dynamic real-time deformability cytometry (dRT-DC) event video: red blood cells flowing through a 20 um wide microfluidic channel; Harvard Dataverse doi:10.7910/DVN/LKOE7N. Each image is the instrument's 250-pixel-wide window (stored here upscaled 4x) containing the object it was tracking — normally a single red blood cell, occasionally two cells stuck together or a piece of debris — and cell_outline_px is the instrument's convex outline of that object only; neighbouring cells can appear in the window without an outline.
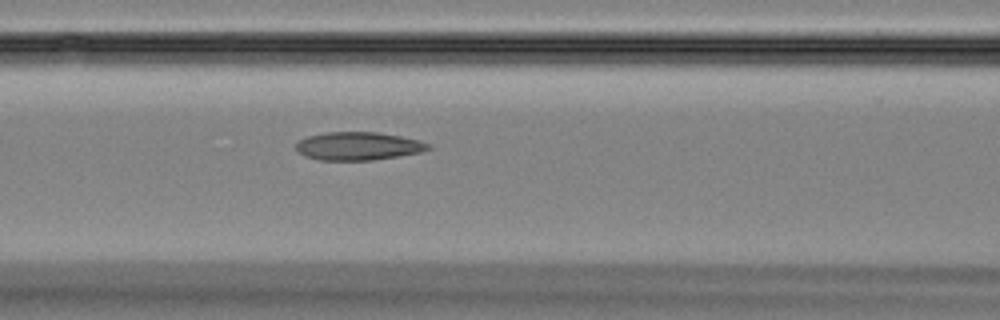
{"species": "Egyptian fruit bat (a non-hibernating species)", "species_latin": "Rousettus aegyptiacus", "temperature_condition": "room temperature", "stored_images_in_passage": 48, "camera_frame_rate_fps": 3000, "um_per_image_px": 0.085, "animal": {"sex": "female"}, "frame": {"image": 1, "passage_image": 20, "time_ms": 6.333, "image_size_px": [1000, 320], "cell_outline_px": [[432, 148], [420, 152], [372, 160], [320, 160], [304, 156], [296, 152], [296, 144], [300, 140], [308, 136], [328, 132], [376, 132], [400, 136], [420, 140], [432, 144]], "centroid_in_image_um": [30.45, 12.42], "position_along_channel_um": 136.1, "area_um2": 21.68}}
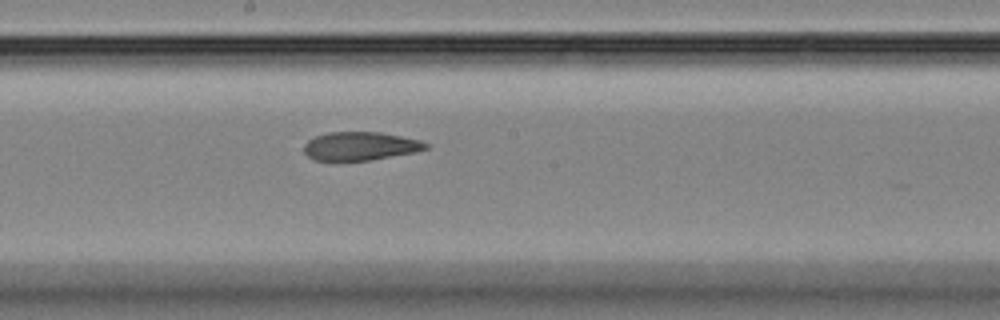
{"frame": {"image": 2, "passage_image": 26, "time_ms": 8.333, "image_size_px": [1000, 320], "cell_outline_px": [[428, 148], [416, 152], [368, 160], [312, 160], [304, 152], [304, 144], [308, 140], [316, 136], [328, 132], [380, 132], [420, 140], [428, 144]], "centroid_in_image_um": [30.61, 12.41], "position_along_channel_um": 217.6, "area_um2": 20.06}}
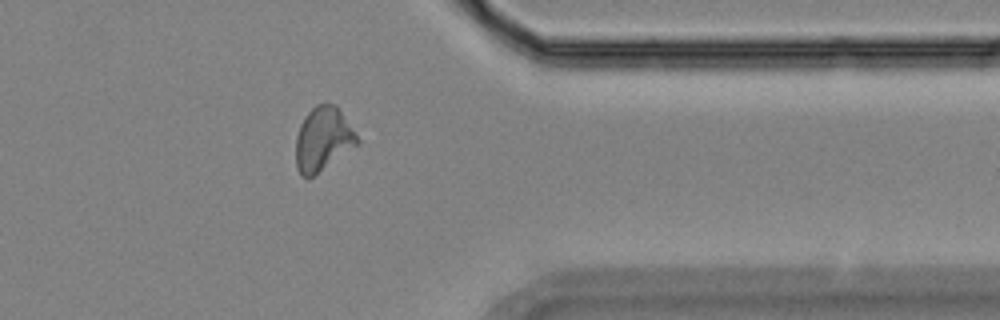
{"frame": {"image": 3, "passage_image": 39, "time_ms": 12.667, "image_size_px": [1000, 320], "cell_outline_px": [[360, 140], [356, 144], [312, 176], [300, 176], [296, 168], [296, 136], [300, 124], [308, 112], [316, 104], [336, 104]], "centroid_in_image_um": [27.41, 11.79], "position_along_channel_um": 384.0, "area_um2": 22.2}}